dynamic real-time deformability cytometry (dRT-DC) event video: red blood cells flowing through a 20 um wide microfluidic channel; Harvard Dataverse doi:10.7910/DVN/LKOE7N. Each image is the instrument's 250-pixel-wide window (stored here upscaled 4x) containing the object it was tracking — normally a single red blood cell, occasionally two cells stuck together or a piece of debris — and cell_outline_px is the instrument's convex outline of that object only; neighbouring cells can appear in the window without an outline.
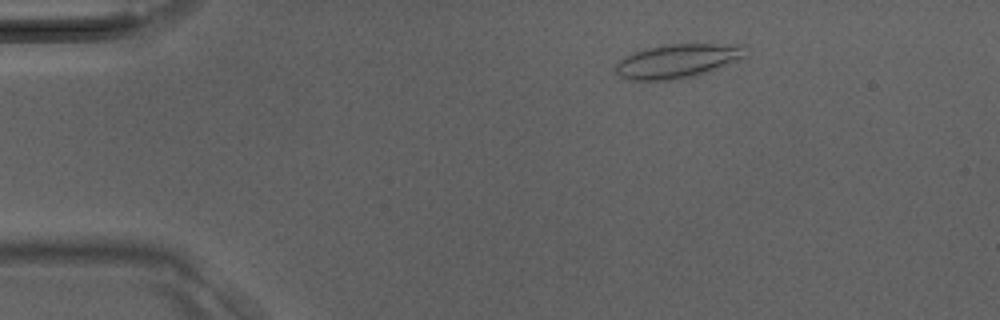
{"species": "Egyptian fruit bat (a non-hibernating species)", "species_latin": "Rousettus aegyptiacus", "temperature_condition": "room temperature", "stored_images_in_passage": 34, "camera_frame_rate_fps": 3000, "um_per_image_px": 0.085, "animal": {"sex": "male"}, "frame": {"image": 1, "passage_image": 1, "time_ms": 0.0, "image_size_px": [1000, 320], "cell_outline_px": [[744, 56], [716, 68], [680, 80], [628, 80], [620, 76], [616, 72], [616, 64], [620, 60], [636, 52], [648, 48], [668, 44], [744, 44]], "centroid_in_image_um": [57.55, 5.19], "position_along_channel_um": 27.5, "area_um2": 25.09}}
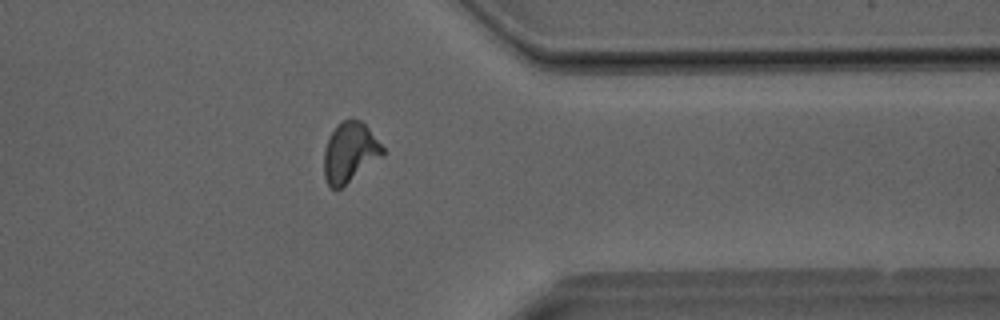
{"frame": {"image": 2, "passage_image": 26, "time_ms": 8.333, "image_size_px": [1000, 320], "cell_outline_px": [[384, 152], [380, 156], [336, 192], [328, 184], [324, 176], [324, 148], [332, 132], [344, 120], [352, 116], [360, 120], [368, 128], [384, 148]], "centroid_in_image_um": [29.7, 12.94], "position_along_channel_um": 381.7, "area_um2": 20.06}}
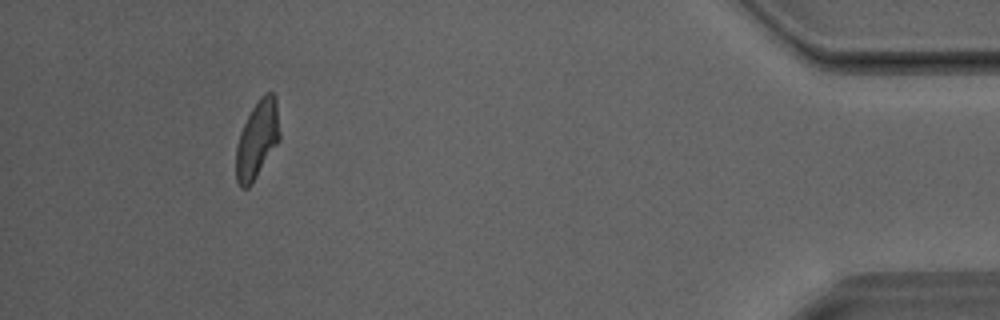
{"frame": {"image": 3, "passage_image": 31, "time_ms": 10.0, "image_size_px": [1000, 320], "cell_outline_px": [[280, 140], [252, 184], [248, 188], [240, 188], [236, 180], [236, 148], [240, 132], [252, 108], [260, 96], [268, 92], [272, 92], [276, 96], [280, 132]], "centroid_in_image_um": [21.87, 11.87], "position_along_channel_um": 413.3, "area_um2": 19.88}}